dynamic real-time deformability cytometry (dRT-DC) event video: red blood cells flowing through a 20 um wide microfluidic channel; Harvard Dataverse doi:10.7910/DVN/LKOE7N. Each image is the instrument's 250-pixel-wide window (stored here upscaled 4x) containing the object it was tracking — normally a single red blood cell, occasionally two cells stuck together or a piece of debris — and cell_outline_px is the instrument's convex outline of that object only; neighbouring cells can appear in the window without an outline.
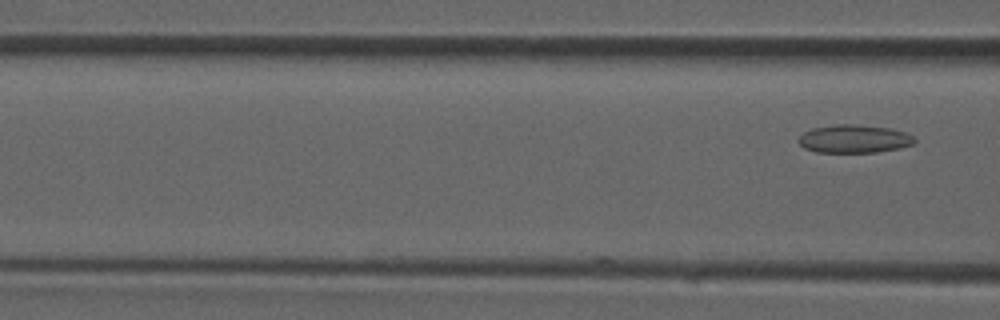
{"species": "common noctule bat (a hibernating species)", "species_latin": "Nyctalus noctula", "temperature_condition": "room temperature", "stored_images_in_passage": 13, "camera_frame_rate_fps": 3000, "um_per_image_px": 0.085, "animal": {"sex": "male", "forearm_length_mm": 52.5}, "frame": {"image": 1, "passage_image": 13, "time_ms": 4.0, "image_size_px": [1000, 320], "cell_outline_px": [[916, 140], [912, 144], [900, 148], [876, 152], [816, 152], [804, 148], [800, 144], [800, 136], [804, 132], [812, 128], [836, 124], [848, 124], [892, 128], [904, 132], [912, 136]], "centroid_in_image_um": [72.6, 11.8], "position_along_channel_um": 94.0, "area_um2": 18.84}}